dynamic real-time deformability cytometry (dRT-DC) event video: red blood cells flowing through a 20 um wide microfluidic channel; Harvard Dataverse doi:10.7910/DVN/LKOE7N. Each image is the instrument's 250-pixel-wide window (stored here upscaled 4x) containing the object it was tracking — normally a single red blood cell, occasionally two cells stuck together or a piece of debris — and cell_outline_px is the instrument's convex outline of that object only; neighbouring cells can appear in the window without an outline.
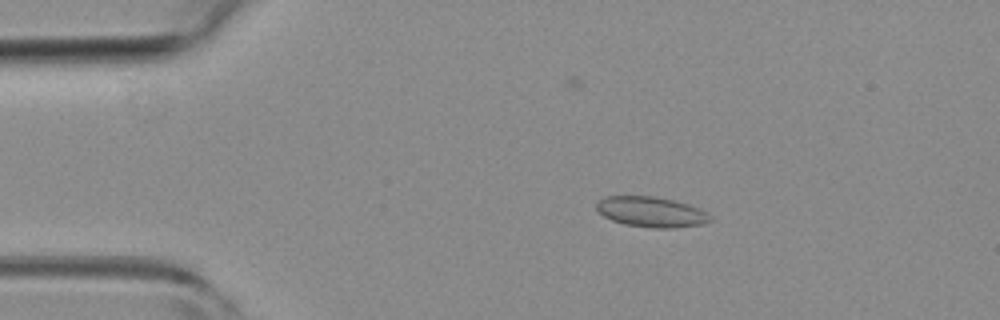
{"species": "common noctule bat (a hibernating species)", "species_latin": "Nyctalus noctula", "temperature_condition": "room temperature", "stored_images_in_passage": 47, "camera_frame_rate_fps": 3000, "um_per_image_px": 0.085, "animal": {"sex": "female", "body_mass_g": 19.3, "forearm_length_mm": 54.1}, "frame": {"image": 1, "passage_image": 8, "time_ms": 2.333, "image_size_px": [1000, 320], "cell_outline_px": [[712, 220], [704, 224], [676, 228], [652, 228], [624, 224], [612, 220], [604, 216], [596, 208], [596, 204], [604, 196], [652, 196], [672, 200], [688, 204], [700, 208], [712, 216]], "centroid_in_image_um": [55.39, 18.02], "position_along_channel_um": 29.6, "area_um2": 20.17}}
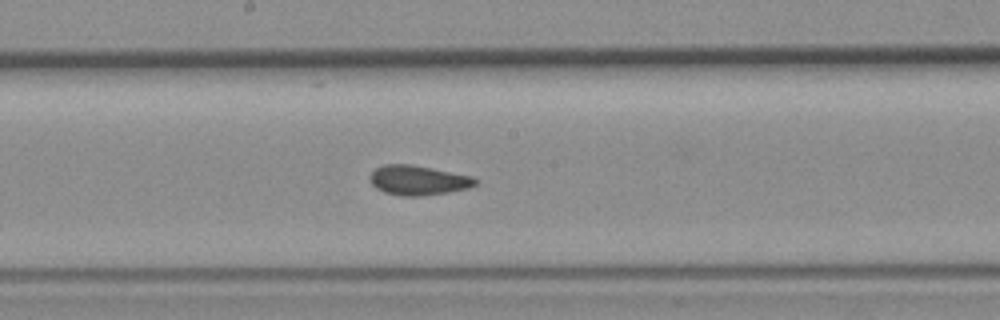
{"frame": {"image": 2, "passage_image": 24, "time_ms": 7.667, "image_size_px": [1000, 320], "cell_outline_px": [[480, 184], [468, 188], [448, 192], [420, 196], [400, 196], [384, 192], [376, 188], [368, 180], [368, 176], [376, 168], [384, 164], [412, 164], [472, 176], [480, 180]], "centroid_in_image_um": [35.55, 15.32], "position_along_channel_um": 212.6, "area_um2": 18.5}}
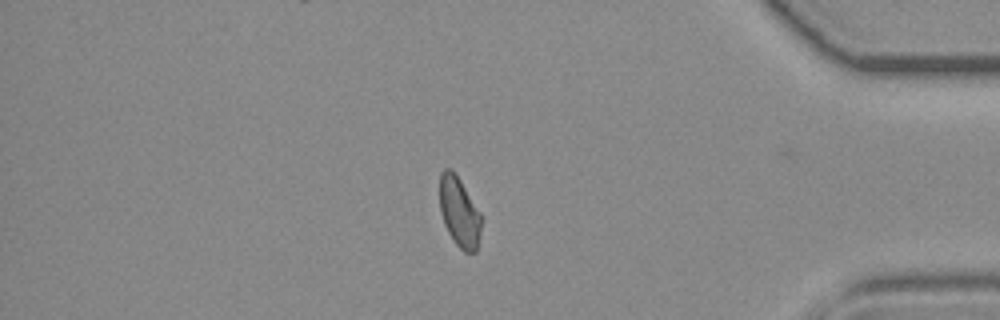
{"frame": {"image": 3, "passage_image": 39, "time_ms": 12.667, "image_size_px": [1000, 320], "cell_outline_px": [[480, 236], [476, 252], [464, 252], [456, 244], [448, 232], [444, 224], [440, 212], [440, 172], [444, 168], [448, 168], [460, 180], [480, 212]], "centroid_in_image_um": [39.03, 18.05], "position_along_channel_um": 396.2, "area_um2": 16.7}, "authors_computed_cell_mechanics": {"area_um2": 18.0914, "velocity_mm_per_s": 4.3907, "shape_relaxation_time_tau1_ms": null, "shape_relaxation_time_tau2_ms": 1.1379, "deformation_change_tau1": null, "deformation_change_tau2": 0.0507}}